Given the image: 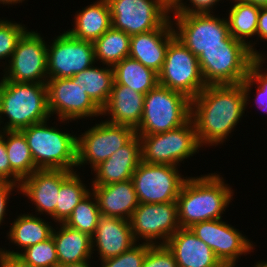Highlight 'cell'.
<instances>
[{
  "mask_svg": "<svg viewBox=\"0 0 267 267\" xmlns=\"http://www.w3.org/2000/svg\"><path fill=\"white\" fill-rule=\"evenodd\" d=\"M242 84L207 85L191 99V119L200 146L222 143L243 116Z\"/></svg>",
  "mask_w": 267,
  "mask_h": 267,
  "instance_id": "1",
  "label": "cell"
},
{
  "mask_svg": "<svg viewBox=\"0 0 267 267\" xmlns=\"http://www.w3.org/2000/svg\"><path fill=\"white\" fill-rule=\"evenodd\" d=\"M222 180L215 173L187 178L176 200L180 228L222 218L233 196V190Z\"/></svg>",
  "mask_w": 267,
  "mask_h": 267,
  "instance_id": "2",
  "label": "cell"
},
{
  "mask_svg": "<svg viewBox=\"0 0 267 267\" xmlns=\"http://www.w3.org/2000/svg\"><path fill=\"white\" fill-rule=\"evenodd\" d=\"M8 117L4 131H21L49 119L47 86L44 83L0 81V123Z\"/></svg>",
  "mask_w": 267,
  "mask_h": 267,
  "instance_id": "3",
  "label": "cell"
},
{
  "mask_svg": "<svg viewBox=\"0 0 267 267\" xmlns=\"http://www.w3.org/2000/svg\"><path fill=\"white\" fill-rule=\"evenodd\" d=\"M191 99L185 94L157 84L144 97L138 136L164 133L185 124L191 117Z\"/></svg>",
  "mask_w": 267,
  "mask_h": 267,
  "instance_id": "4",
  "label": "cell"
},
{
  "mask_svg": "<svg viewBox=\"0 0 267 267\" xmlns=\"http://www.w3.org/2000/svg\"><path fill=\"white\" fill-rule=\"evenodd\" d=\"M47 120L21 130L37 169H63L74 172L77 164V137L48 127Z\"/></svg>",
  "mask_w": 267,
  "mask_h": 267,
  "instance_id": "5",
  "label": "cell"
},
{
  "mask_svg": "<svg viewBox=\"0 0 267 267\" xmlns=\"http://www.w3.org/2000/svg\"><path fill=\"white\" fill-rule=\"evenodd\" d=\"M197 58L206 85L240 84L258 59L247 44L233 37L225 47L207 48Z\"/></svg>",
  "mask_w": 267,
  "mask_h": 267,
  "instance_id": "6",
  "label": "cell"
},
{
  "mask_svg": "<svg viewBox=\"0 0 267 267\" xmlns=\"http://www.w3.org/2000/svg\"><path fill=\"white\" fill-rule=\"evenodd\" d=\"M139 137L142 161L148 164L177 167L179 162L193 156L201 147L191 118L176 129Z\"/></svg>",
  "mask_w": 267,
  "mask_h": 267,
  "instance_id": "7",
  "label": "cell"
},
{
  "mask_svg": "<svg viewBox=\"0 0 267 267\" xmlns=\"http://www.w3.org/2000/svg\"><path fill=\"white\" fill-rule=\"evenodd\" d=\"M158 84L181 92L189 99L196 97L207 86L198 58L177 37L168 45L158 73Z\"/></svg>",
  "mask_w": 267,
  "mask_h": 267,
  "instance_id": "8",
  "label": "cell"
},
{
  "mask_svg": "<svg viewBox=\"0 0 267 267\" xmlns=\"http://www.w3.org/2000/svg\"><path fill=\"white\" fill-rule=\"evenodd\" d=\"M175 36L198 57L205 49L225 47L232 37L227 19L211 13L175 14ZM179 30V31H178Z\"/></svg>",
  "mask_w": 267,
  "mask_h": 267,
  "instance_id": "9",
  "label": "cell"
},
{
  "mask_svg": "<svg viewBox=\"0 0 267 267\" xmlns=\"http://www.w3.org/2000/svg\"><path fill=\"white\" fill-rule=\"evenodd\" d=\"M132 182L139 203L176 202L187 178H182L173 165L148 164L143 161L135 169Z\"/></svg>",
  "mask_w": 267,
  "mask_h": 267,
  "instance_id": "10",
  "label": "cell"
},
{
  "mask_svg": "<svg viewBox=\"0 0 267 267\" xmlns=\"http://www.w3.org/2000/svg\"><path fill=\"white\" fill-rule=\"evenodd\" d=\"M84 134V135H83ZM77 137V166L90 163L94 169L135 135L134 128L104 121Z\"/></svg>",
  "mask_w": 267,
  "mask_h": 267,
  "instance_id": "11",
  "label": "cell"
},
{
  "mask_svg": "<svg viewBox=\"0 0 267 267\" xmlns=\"http://www.w3.org/2000/svg\"><path fill=\"white\" fill-rule=\"evenodd\" d=\"M112 28L128 35L160 28L170 16L159 0H107Z\"/></svg>",
  "mask_w": 267,
  "mask_h": 267,
  "instance_id": "12",
  "label": "cell"
},
{
  "mask_svg": "<svg viewBox=\"0 0 267 267\" xmlns=\"http://www.w3.org/2000/svg\"><path fill=\"white\" fill-rule=\"evenodd\" d=\"M46 44L37 31H26L19 40L12 56L9 57L10 64L2 78L14 82L46 84L48 80V47Z\"/></svg>",
  "mask_w": 267,
  "mask_h": 267,
  "instance_id": "13",
  "label": "cell"
},
{
  "mask_svg": "<svg viewBox=\"0 0 267 267\" xmlns=\"http://www.w3.org/2000/svg\"><path fill=\"white\" fill-rule=\"evenodd\" d=\"M95 62L93 42L73 38L67 31L47 48L48 79L73 77Z\"/></svg>",
  "mask_w": 267,
  "mask_h": 267,
  "instance_id": "14",
  "label": "cell"
},
{
  "mask_svg": "<svg viewBox=\"0 0 267 267\" xmlns=\"http://www.w3.org/2000/svg\"><path fill=\"white\" fill-rule=\"evenodd\" d=\"M129 221L135 242L142 237L146 244L156 245V239H162L158 245H165L180 228L177 202L139 203Z\"/></svg>",
  "mask_w": 267,
  "mask_h": 267,
  "instance_id": "15",
  "label": "cell"
},
{
  "mask_svg": "<svg viewBox=\"0 0 267 267\" xmlns=\"http://www.w3.org/2000/svg\"><path fill=\"white\" fill-rule=\"evenodd\" d=\"M189 228L212 249L223 266L235 267L240 255L253 250L250 240L221 219L197 222Z\"/></svg>",
  "mask_w": 267,
  "mask_h": 267,
  "instance_id": "16",
  "label": "cell"
},
{
  "mask_svg": "<svg viewBox=\"0 0 267 267\" xmlns=\"http://www.w3.org/2000/svg\"><path fill=\"white\" fill-rule=\"evenodd\" d=\"M46 86L50 115L57 113L62 122L102 115L85 90L69 78L48 79Z\"/></svg>",
  "mask_w": 267,
  "mask_h": 267,
  "instance_id": "17",
  "label": "cell"
},
{
  "mask_svg": "<svg viewBox=\"0 0 267 267\" xmlns=\"http://www.w3.org/2000/svg\"><path fill=\"white\" fill-rule=\"evenodd\" d=\"M63 169H38L21 181L19 190L36 206L56 220V206L61 184L72 174Z\"/></svg>",
  "mask_w": 267,
  "mask_h": 267,
  "instance_id": "18",
  "label": "cell"
},
{
  "mask_svg": "<svg viewBox=\"0 0 267 267\" xmlns=\"http://www.w3.org/2000/svg\"><path fill=\"white\" fill-rule=\"evenodd\" d=\"M171 23L169 18L158 29L131 35L129 57L158 74L164 63L168 45L176 37Z\"/></svg>",
  "mask_w": 267,
  "mask_h": 267,
  "instance_id": "19",
  "label": "cell"
},
{
  "mask_svg": "<svg viewBox=\"0 0 267 267\" xmlns=\"http://www.w3.org/2000/svg\"><path fill=\"white\" fill-rule=\"evenodd\" d=\"M141 161V140L136 134L126 145L93 169L96 178L92 186L108 185L131 179Z\"/></svg>",
  "mask_w": 267,
  "mask_h": 267,
  "instance_id": "20",
  "label": "cell"
},
{
  "mask_svg": "<svg viewBox=\"0 0 267 267\" xmlns=\"http://www.w3.org/2000/svg\"><path fill=\"white\" fill-rule=\"evenodd\" d=\"M178 267H223L212 249L190 228H179L166 242Z\"/></svg>",
  "mask_w": 267,
  "mask_h": 267,
  "instance_id": "21",
  "label": "cell"
},
{
  "mask_svg": "<svg viewBox=\"0 0 267 267\" xmlns=\"http://www.w3.org/2000/svg\"><path fill=\"white\" fill-rule=\"evenodd\" d=\"M92 251L97 247L100 259L119 256L136 244L129 220L101 215L94 235L91 237Z\"/></svg>",
  "mask_w": 267,
  "mask_h": 267,
  "instance_id": "22",
  "label": "cell"
},
{
  "mask_svg": "<svg viewBox=\"0 0 267 267\" xmlns=\"http://www.w3.org/2000/svg\"><path fill=\"white\" fill-rule=\"evenodd\" d=\"M100 214L130 220L139 205L132 179L108 185L93 186Z\"/></svg>",
  "mask_w": 267,
  "mask_h": 267,
  "instance_id": "23",
  "label": "cell"
},
{
  "mask_svg": "<svg viewBox=\"0 0 267 267\" xmlns=\"http://www.w3.org/2000/svg\"><path fill=\"white\" fill-rule=\"evenodd\" d=\"M145 94L138 93L132 88L113 84L107 104L101 109L102 115L110 114L113 124L127 125L136 129L143 114Z\"/></svg>",
  "mask_w": 267,
  "mask_h": 267,
  "instance_id": "24",
  "label": "cell"
},
{
  "mask_svg": "<svg viewBox=\"0 0 267 267\" xmlns=\"http://www.w3.org/2000/svg\"><path fill=\"white\" fill-rule=\"evenodd\" d=\"M74 19V28L67 32L78 40L94 42L112 27L107 0H99L85 7Z\"/></svg>",
  "mask_w": 267,
  "mask_h": 267,
  "instance_id": "25",
  "label": "cell"
},
{
  "mask_svg": "<svg viewBox=\"0 0 267 267\" xmlns=\"http://www.w3.org/2000/svg\"><path fill=\"white\" fill-rule=\"evenodd\" d=\"M60 227L57 232L53 228L51 235L56 245L59 266L86 261L91 258V236L69 228L64 223Z\"/></svg>",
  "mask_w": 267,
  "mask_h": 267,
  "instance_id": "26",
  "label": "cell"
},
{
  "mask_svg": "<svg viewBox=\"0 0 267 267\" xmlns=\"http://www.w3.org/2000/svg\"><path fill=\"white\" fill-rule=\"evenodd\" d=\"M108 67L97 68L93 65L69 78L85 90L100 109L107 104L114 83L113 67Z\"/></svg>",
  "mask_w": 267,
  "mask_h": 267,
  "instance_id": "27",
  "label": "cell"
},
{
  "mask_svg": "<svg viewBox=\"0 0 267 267\" xmlns=\"http://www.w3.org/2000/svg\"><path fill=\"white\" fill-rule=\"evenodd\" d=\"M114 83L147 94L158 84V74L138 60L126 57L113 66Z\"/></svg>",
  "mask_w": 267,
  "mask_h": 267,
  "instance_id": "28",
  "label": "cell"
},
{
  "mask_svg": "<svg viewBox=\"0 0 267 267\" xmlns=\"http://www.w3.org/2000/svg\"><path fill=\"white\" fill-rule=\"evenodd\" d=\"M234 2L236 3L230 8L227 18L229 33L234 39L247 44L257 58H262L258 51H254L250 42L246 43V38L257 34L260 6L241 0H235Z\"/></svg>",
  "mask_w": 267,
  "mask_h": 267,
  "instance_id": "29",
  "label": "cell"
},
{
  "mask_svg": "<svg viewBox=\"0 0 267 267\" xmlns=\"http://www.w3.org/2000/svg\"><path fill=\"white\" fill-rule=\"evenodd\" d=\"M4 141L11 167V178L13 183L19 186L21 181L34 173L35 166L27 140L21 131H4ZM5 138H7L5 140Z\"/></svg>",
  "mask_w": 267,
  "mask_h": 267,
  "instance_id": "30",
  "label": "cell"
},
{
  "mask_svg": "<svg viewBox=\"0 0 267 267\" xmlns=\"http://www.w3.org/2000/svg\"><path fill=\"white\" fill-rule=\"evenodd\" d=\"M44 221L31 214L20 215L12 223L8 239L23 249L46 241L51 237L53 227Z\"/></svg>",
  "mask_w": 267,
  "mask_h": 267,
  "instance_id": "31",
  "label": "cell"
},
{
  "mask_svg": "<svg viewBox=\"0 0 267 267\" xmlns=\"http://www.w3.org/2000/svg\"><path fill=\"white\" fill-rule=\"evenodd\" d=\"M131 36L121 30L110 28L93 42L95 60L114 66L129 57Z\"/></svg>",
  "mask_w": 267,
  "mask_h": 267,
  "instance_id": "32",
  "label": "cell"
},
{
  "mask_svg": "<svg viewBox=\"0 0 267 267\" xmlns=\"http://www.w3.org/2000/svg\"><path fill=\"white\" fill-rule=\"evenodd\" d=\"M89 193L76 171L73 172L62 184L57 199L56 221L65 223L71 216L74 208Z\"/></svg>",
  "mask_w": 267,
  "mask_h": 267,
  "instance_id": "33",
  "label": "cell"
},
{
  "mask_svg": "<svg viewBox=\"0 0 267 267\" xmlns=\"http://www.w3.org/2000/svg\"><path fill=\"white\" fill-rule=\"evenodd\" d=\"M91 195L92 193L89 192L79 202L64 224L69 228L84 232L92 237L96 231L98 219L101 214L95 195L93 194L94 198ZM90 197L94 201H91Z\"/></svg>",
  "mask_w": 267,
  "mask_h": 267,
  "instance_id": "34",
  "label": "cell"
},
{
  "mask_svg": "<svg viewBox=\"0 0 267 267\" xmlns=\"http://www.w3.org/2000/svg\"><path fill=\"white\" fill-rule=\"evenodd\" d=\"M0 253L18 255L25 262L36 267H59L56 245L52 236L46 241L26 248L22 253H19L18 251H4L3 249L1 250V248Z\"/></svg>",
  "mask_w": 267,
  "mask_h": 267,
  "instance_id": "35",
  "label": "cell"
},
{
  "mask_svg": "<svg viewBox=\"0 0 267 267\" xmlns=\"http://www.w3.org/2000/svg\"><path fill=\"white\" fill-rule=\"evenodd\" d=\"M264 58H258L250 67L248 71V76L245 78V80L241 83L245 96H246V106L249 91L251 90V86L253 84H258L257 87V96H256V103H258V106L267 112V73L262 72L261 67L263 66L262 62ZM250 89V90H249Z\"/></svg>",
  "mask_w": 267,
  "mask_h": 267,
  "instance_id": "36",
  "label": "cell"
},
{
  "mask_svg": "<svg viewBox=\"0 0 267 267\" xmlns=\"http://www.w3.org/2000/svg\"><path fill=\"white\" fill-rule=\"evenodd\" d=\"M26 31V28L21 24L5 20L0 21V59L12 56L19 40Z\"/></svg>",
  "mask_w": 267,
  "mask_h": 267,
  "instance_id": "37",
  "label": "cell"
},
{
  "mask_svg": "<svg viewBox=\"0 0 267 267\" xmlns=\"http://www.w3.org/2000/svg\"><path fill=\"white\" fill-rule=\"evenodd\" d=\"M150 244L143 242L133 245L129 250L119 256L102 260V267H142V263L150 247Z\"/></svg>",
  "mask_w": 267,
  "mask_h": 267,
  "instance_id": "38",
  "label": "cell"
},
{
  "mask_svg": "<svg viewBox=\"0 0 267 267\" xmlns=\"http://www.w3.org/2000/svg\"><path fill=\"white\" fill-rule=\"evenodd\" d=\"M142 267H178V264L166 245L156 244L148 248Z\"/></svg>",
  "mask_w": 267,
  "mask_h": 267,
  "instance_id": "39",
  "label": "cell"
},
{
  "mask_svg": "<svg viewBox=\"0 0 267 267\" xmlns=\"http://www.w3.org/2000/svg\"><path fill=\"white\" fill-rule=\"evenodd\" d=\"M220 0H190L193 7L190 8L188 5L181 3L173 12V14H191V13H213L210 10ZM211 8V9H210Z\"/></svg>",
  "mask_w": 267,
  "mask_h": 267,
  "instance_id": "40",
  "label": "cell"
},
{
  "mask_svg": "<svg viewBox=\"0 0 267 267\" xmlns=\"http://www.w3.org/2000/svg\"><path fill=\"white\" fill-rule=\"evenodd\" d=\"M0 131V181H6L13 183V179H11V167L8 159V154L6 151V145L4 141V130L3 134ZM10 178V180H9Z\"/></svg>",
  "mask_w": 267,
  "mask_h": 267,
  "instance_id": "41",
  "label": "cell"
},
{
  "mask_svg": "<svg viewBox=\"0 0 267 267\" xmlns=\"http://www.w3.org/2000/svg\"><path fill=\"white\" fill-rule=\"evenodd\" d=\"M14 187H18L19 185L15 183H10L6 181H0V224L3 221L4 214L6 211V204L7 200L9 199V194H11V191L14 190Z\"/></svg>",
  "mask_w": 267,
  "mask_h": 267,
  "instance_id": "42",
  "label": "cell"
},
{
  "mask_svg": "<svg viewBox=\"0 0 267 267\" xmlns=\"http://www.w3.org/2000/svg\"><path fill=\"white\" fill-rule=\"evenodd\" d=\"M0 267H36L25 262L18 255L0 253Z\"/></svg>",
  "mask_w": 267,
  "mask_h": 267,
  "instance_id": "43",
  "label": "cell"
},
{
  "mask_svg": "<svg viewBox=\"0 0 267 267\" xmlns=\"http://www.w3.org/2000/svg\"><path fill=\"white\" fill-rule=\"evenodd\" d=\"M256 35L267 41V7H260Z\"/></svg>",
  "mask_w": 267,
  "mask_h": 267,
  "instance_id": "44",
  "label": "cell"
},
{
  "mask_svg": "<svg viewBox=\"0 0 267 267\" xmlns=\"http://www.w3.org/2000/svg\"><path fill=\"white\" fill-rule=\"evenodd\" d=\"M171 13L182 3V0H159Z\"/></svg>",
  "mask_w": 267,
  "mask_h": 267,
  "instance_id": "45",
  "label": "cell"
},
{
  "mask_svg": "<svg viewBox=\"0 0 267 267\" xmlns=\"http://www.w3.org/2000/svg\"><path fill=\"white\" fill-rule=\"evenodd\" d=\"M88 261L89 260L71 263V264H67V265H63V266H59V267H90L88 264Z\"/></svg>",
  "mask_w": 267,
  "mask_h": 267,
  "instance_id": "46",
  "label": "cell"
},
{
  "mask_svg": "<svg viewBox=\"0 0 267 267\" xmlns=\"http://www.w3.org/2000/svg\"><path fill=\"white\" fill-rule=\"evenodd\" d=\"M241 1L250 2L260 7H267V0H241Z\"/></svg>",
  "mask_w": 267,
  "mask_h": 267,
  "instance_id": "47",
  "label": "cell"
},
{
  "mask_svg": "<svg viewBox=\"0 0 267 267\" xmlns=\"http://www.w3.org/2000/svg\"><path fill=\"white\" fill-rule=\"evenodd\" d=\"M20 2H22V0H0V3H3V4H12V3L15 4V3H20Z\"/></svg>",
  "mask_w": 267,
  "mask_h": 267,
  "instance_id": "48",
  "label": "cell"
},
{
  "mask_svg": "<svg viewBox=\"0 0 267 267\" xmlns=\"http://www.w3.org/2000/svg\"><path fill=\"white\" fill-rule=\"evenodd\" d=\"M255 267H267V261L265 262H257V265Z\"/></svg>",
  "mask_w": 267,
  "mask_h": 267,
  "instance_id": "49",
  "label": "cell"
}]
</instances>
